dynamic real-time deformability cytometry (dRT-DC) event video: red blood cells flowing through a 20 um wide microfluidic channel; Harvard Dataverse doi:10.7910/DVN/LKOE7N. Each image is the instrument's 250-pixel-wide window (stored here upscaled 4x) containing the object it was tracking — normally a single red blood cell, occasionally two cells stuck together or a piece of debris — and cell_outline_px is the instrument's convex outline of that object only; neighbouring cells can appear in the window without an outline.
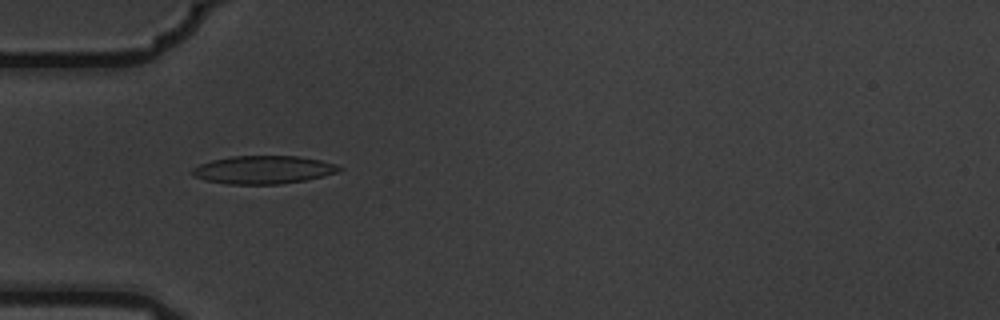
{"species": "common noctule bat (a hibernating species)", "species_latin": "Nyctalus noctula", "temperature_condition": "warm", "stored_images_in_passage": 6, "camera_frame_rate_fps": 3000, "um_per_image_px": 0.085, "animal": {"sex": "male", "body_mass_g": 19.5, "forearm_length_mm": 54.6}, "frame": {"image": 1, "passage_image": 5, "time_ms": 1.333, "image_size_px": [1000, 320], "cell_outline_px": [[344, 168], [340, 172], [324, 176], [304, 180], [280, 184], [228, 184], [204, 180], [188, 172], [192, 168], [200, 164], [212, 160], [232, 156], [300, 156], [320, 160], [336, 164]], "centroid_in_image_um": [22.4, 14.43], "position_along_channel_um": 62.6, "area_um2": 24.16}}
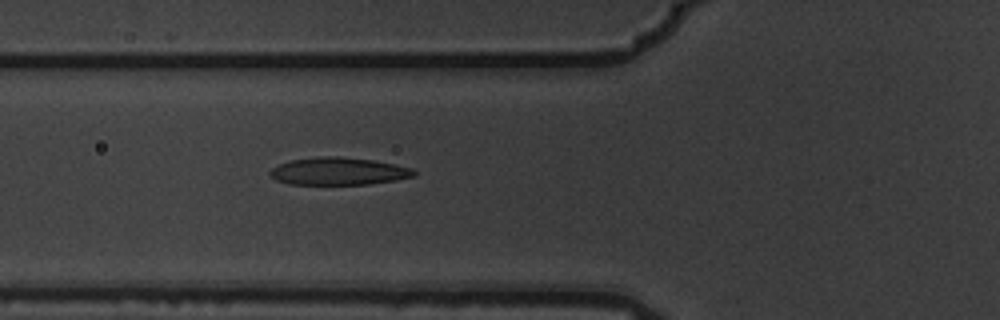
{"frame": {"image": 2, "passage_image": 6, "time_ms": 1.667, "image_size_px": [1000, 320], "cell_outline_px": [[416, 176], [396, 180], [368, 184], [288, 184], [276, 180], [268, 172], [272, 168], [280, 164], [292, 160], [320, 156], [340, 156], [372, 160], [412, 168], [416, 172]], "centroid_in_image_um": [28.78, 14.56], "position_along_channel_um": 97.0, "area_um2": 22.95}}